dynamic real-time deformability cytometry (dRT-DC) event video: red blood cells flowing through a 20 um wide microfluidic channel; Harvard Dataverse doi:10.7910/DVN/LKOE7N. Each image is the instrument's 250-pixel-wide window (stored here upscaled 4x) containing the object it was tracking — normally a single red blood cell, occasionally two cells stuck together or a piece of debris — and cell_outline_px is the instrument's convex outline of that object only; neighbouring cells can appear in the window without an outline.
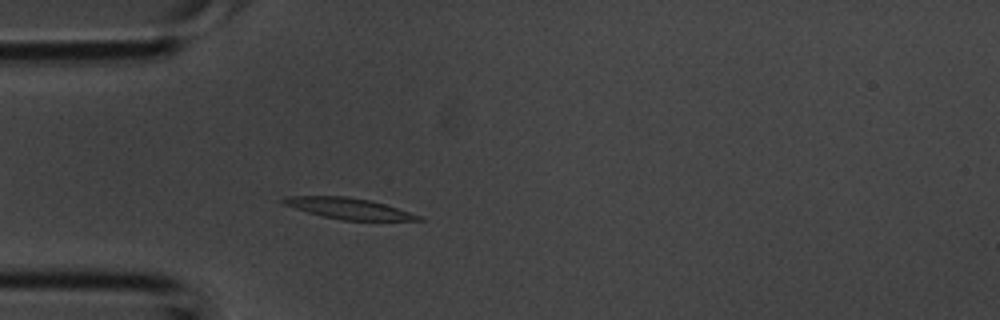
{"species": "common noctule bat (a hibernating species)", "species_latin": "Nyctalus noctula", "temperature_condition": "room temperature", "stored_images_in_passage": 1, "camera_frame_rate_fps": 3000, "um_per_image_px": 0.085, "animal": {"sex": "male", "body_mass_g": 20.1, "forearm_length_mm": 53.5}, "frame": {"image": 1, "passage_image": 1, "time_ms": 0.0, "image_size_px": [1000, 320], "cell_outline_px": [[424, 220], [344, 220], [320, 216], [284, 204], [280, 200], [288, 196], [344, 196], [368, 200], [384, 204], [420, 216]], "centroid_in_image_um": [29.58, 17.71], "position_along_channel_um": 55.4, "area_um2": 16.07}}